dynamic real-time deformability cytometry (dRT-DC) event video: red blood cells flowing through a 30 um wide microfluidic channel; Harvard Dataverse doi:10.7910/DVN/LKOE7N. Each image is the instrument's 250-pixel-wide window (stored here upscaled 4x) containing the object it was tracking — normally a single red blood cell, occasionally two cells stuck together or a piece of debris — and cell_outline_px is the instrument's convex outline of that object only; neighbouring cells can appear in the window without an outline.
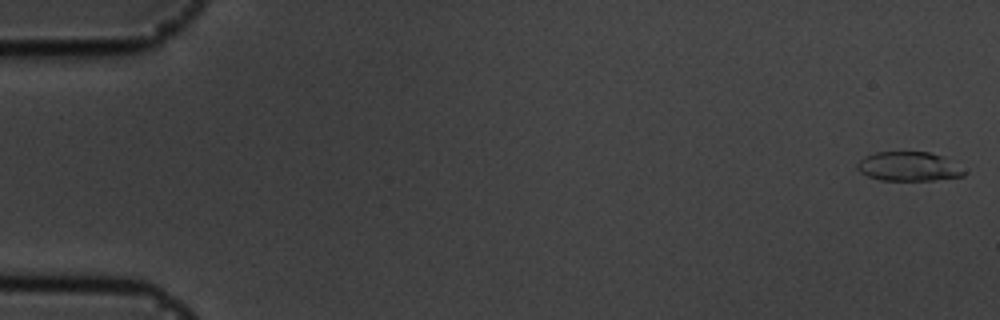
{"species": "common noctule bat (a hibernating species)", "species_latin": "Nyctalus noctula", "temperature_condition": "cold", "stored_images_in_passage": 55, "camera_frame_rate_fps": 3000, "um_per_image_px": 0.085, "animal": {"sex": "male", "body_mass_g": 19.5, "forearm_length_mm": 54.6}, "frame": {"image": 1, "passage_image": 1, "time_ms": 0.0, "image_size_px": [1000, 320], "cell_outline_px": [[964, 176], [932, 180], [880, 180], [868, 176], [860, 172], [856, 168], [856, 164], [864, 156], [876, 152], [928, 152], [944, 156], [964, 172]], "centroid_in_image_um": [77.17, 14.15], "position_along_channel_um": 7.8, "area_um2": 17.98}}
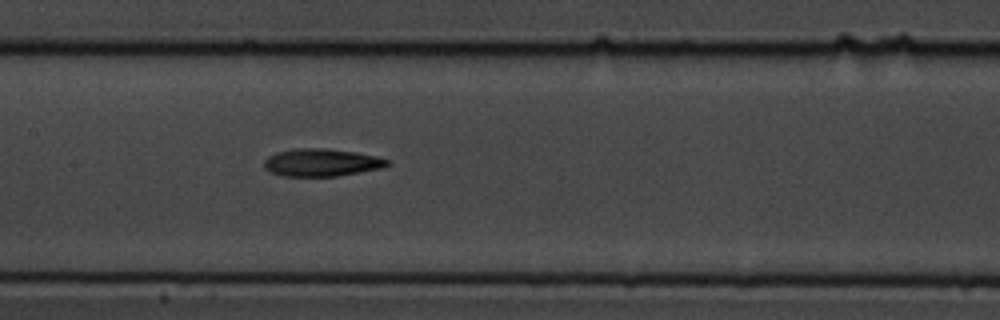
{"frame": {"image": 2, "passage_image": 27, "time_ms": 8.667, "image_size_px": [1000, 320], "cell_outline_px": [[392, 164], [384, 168], [336, 176], [280, 176], [268, 172], [264, 168], [264, 160], [268, 156], [276, 152], [296, 148], [324, 148], [356, 152], [376, 156], [388, 160]], "centroid_in_image_um": [27.31, 13.82], "position_along_channel_um": 180.1, "area_um2": 20.06}}
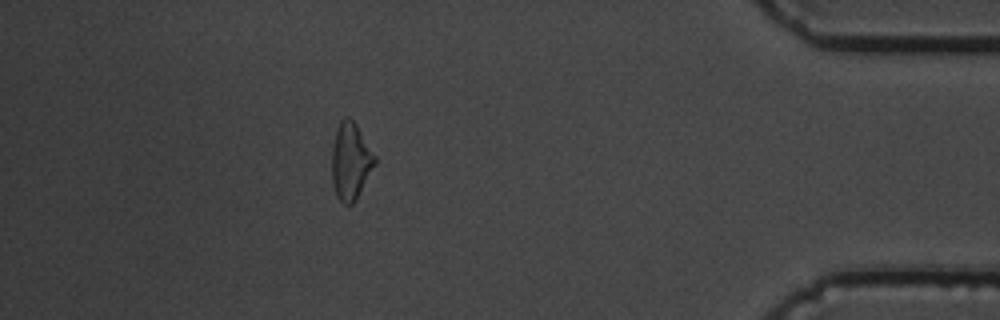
{"frame": {"image": 3, "passage_image": 49, "time_ms": 16.0, "image_size_px": [1000, 320], "cell_outline_px": [[376, 164], [356, 200], [352, 204], [344, 204], [336, 196], [332, 184], [332, 144], [340, 120], [344, 116], [348, 116], [356, 124], [376, 156]], "centroid_in_image_um": [29.8, 13.71], "position_along_channel_um": 405.4, "area_um2": 19.42}, "authors_computed_cell_mechanics": {"area_um2": 19.1318, "velocity_mm_per_s": 3.6756, "shape_relaxation_time_tau1_ms": 10.6039, "shape_relaxation_time_tau2_ms": 5.3672, "deformation_change_tau1": 0.245, "deformation_change_tau2": 0.1442}}